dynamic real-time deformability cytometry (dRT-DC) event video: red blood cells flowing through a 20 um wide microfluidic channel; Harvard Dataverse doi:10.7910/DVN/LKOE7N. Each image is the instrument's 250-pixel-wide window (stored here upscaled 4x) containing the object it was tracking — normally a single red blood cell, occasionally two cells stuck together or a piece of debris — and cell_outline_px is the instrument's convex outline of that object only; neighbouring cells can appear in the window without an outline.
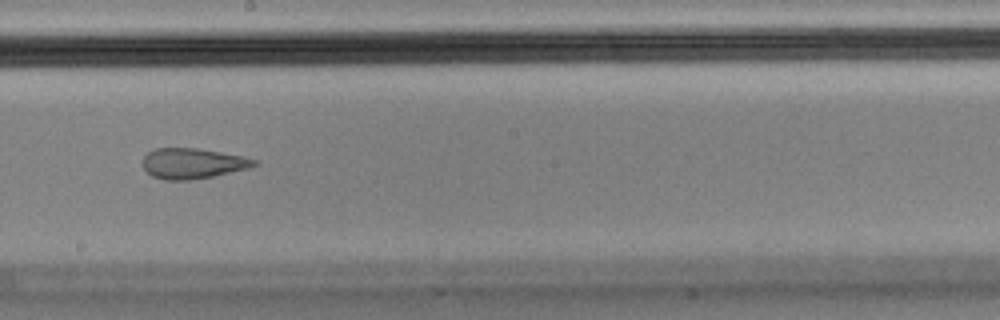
{"species": "Egyptian fruit bat (a non-hibernating species)", "species_latin": "Rousettus aegyptiacus", "temperature_condition": "cold", "stored_images_in_passage": 13, "camera_frame_rate_fps": 3000, "um_per_image_px": 0.085, "animal": {"sex": "male"}, "frame": {"image": 1, "passage_image": 8, "time_ms": 2.333, "image_size_px": [1000, 320], "cell_outline_px": [[260, 164], [248, 168], [212, 176], [188, 180], [164, 180], [152, 176], [144, 168], [144, 156], [148, 152], [156, 148], [196, 148], [244, 156], [256, 160]], "centroid_in_image_um": [16.39, 13.89], "position_along_channel_um": 231.8, "area_um2": 19.59}}